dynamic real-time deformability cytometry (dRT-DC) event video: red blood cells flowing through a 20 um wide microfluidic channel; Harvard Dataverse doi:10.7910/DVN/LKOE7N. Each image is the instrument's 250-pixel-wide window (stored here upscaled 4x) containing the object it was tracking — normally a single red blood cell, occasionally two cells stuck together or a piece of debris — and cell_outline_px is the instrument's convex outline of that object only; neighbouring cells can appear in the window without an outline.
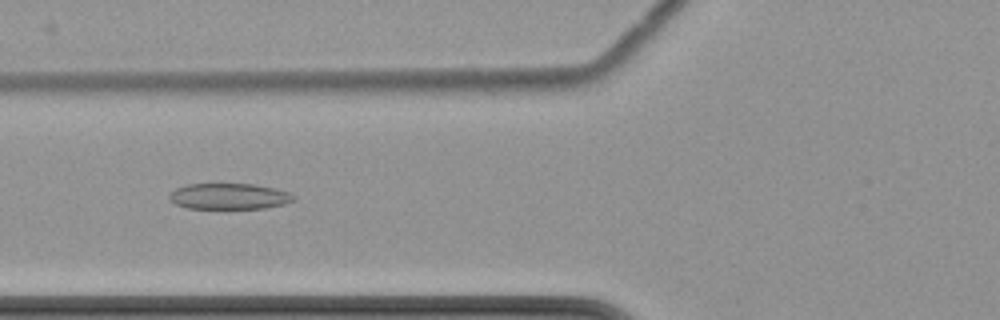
{"species": "common noctule bat (a hibernating species)", "species_latin": "Nyctalus noctula", "temperature_condition": "cold", "stored_images_in_passage": 4, "camera_frame_rate_fps": 3000, "um_per_image_px": 0.085, "animal": {"sex": "female", "body_mass_g": 22.7, "forearm_length_mm": 54.2}, "frame": {"image": 1, "passage_image": 3, "time_ms": 2.333, "image_size_px": [1000, 320], "cell_outline_px": [[296, 200], [284, 204], [264, 208], [188, 208], [176, 204], [168, 196], [176, 188], [188, 184], [256, 184], [276, 188], [288, 192], [296, 196]], "centroid_in_image_um": [19.53, 16.68], "position_along_channel_um": 106.3, "area_um2": 18.73}}
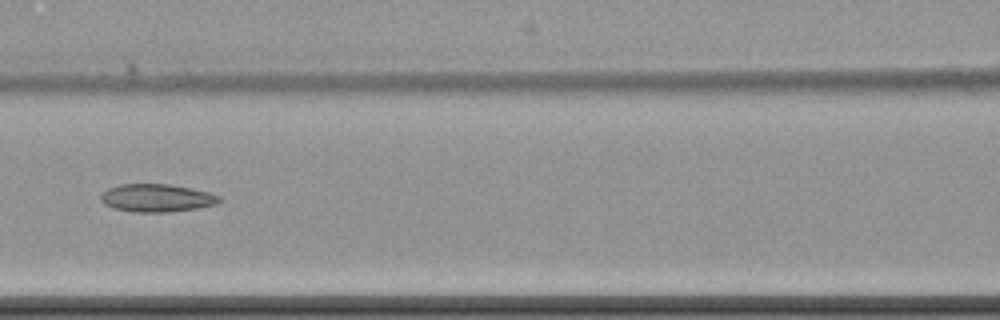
{"frame": {"image": 2, "passage_image": 4, "time_ms": 3.667, "image_size_px": [1000, 320], "cell_outline_px": [[224, 200], [216, 204], [196, 208], [168, 212], [132, 212], [112, 208], [104, 204], [100, 200], [100, 192], [108, 188], [120, 184], [168, 184], [208, 192], [220, 196]], "centroid_in_image_um": [13.28, 16.83], "position_along_channel_um": 153.3, "area_um2": 19.36}}